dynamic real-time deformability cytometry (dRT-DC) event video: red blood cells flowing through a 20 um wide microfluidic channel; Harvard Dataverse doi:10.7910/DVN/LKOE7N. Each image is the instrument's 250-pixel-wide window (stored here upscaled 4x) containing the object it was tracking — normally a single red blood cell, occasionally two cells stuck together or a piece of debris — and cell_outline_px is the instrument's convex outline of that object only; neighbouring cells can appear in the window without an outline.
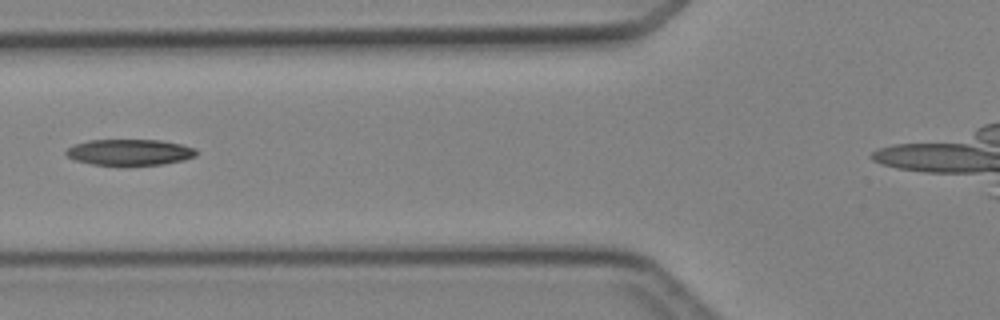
{"species": "Egyptian fruit bat (a non-hibernating species)", "species_latin": "Rousettus aegyptiacus", "temperature_condition": "cold", "stored_images_in_passage": 5, "camera_frame_rate_fps": 3000, "um_per_image_px": 0.085, "animal": {"sex": "female"}, "frame": {"image": 1, "passage_image": 4, "time_ms": 3.333, "image_size_px": [1000, 320], "cell_outline_px": [[196, 156], [184, 160], [164, 164], [92, 164], [76, 160], [68, 156], [64, 152], [72, 144], [88, 140], [160, 140], [180, 144], [196, 148]], "centroid_in_image_um": [11.02, 12.92], "position_along_channel_um": 114.8, "area_um2": 19.54}}
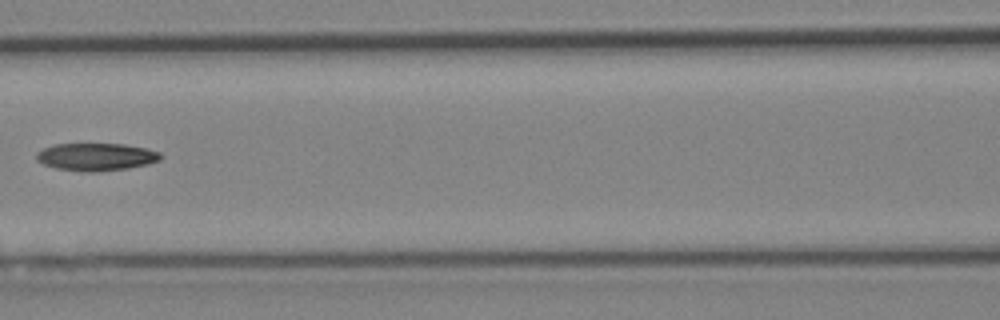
{"frame": {"image": 2, "passage_image": 5, "time_ms": 4.333, "image_size_px": [1000, 320], "cell_outline_px": [[160, 160], [148, 164], [128, 168], [92, 172], [88, 172], [56, 168], [44, 164], [36, 160], [36, 152], [44, 148], [56, 144], [124, 144], [148, 148], [160, 152]], "centroid_in_image_um": [8.18, 13.33], "position_along_channel_um": 158.4, "area_um2": 19.88}}